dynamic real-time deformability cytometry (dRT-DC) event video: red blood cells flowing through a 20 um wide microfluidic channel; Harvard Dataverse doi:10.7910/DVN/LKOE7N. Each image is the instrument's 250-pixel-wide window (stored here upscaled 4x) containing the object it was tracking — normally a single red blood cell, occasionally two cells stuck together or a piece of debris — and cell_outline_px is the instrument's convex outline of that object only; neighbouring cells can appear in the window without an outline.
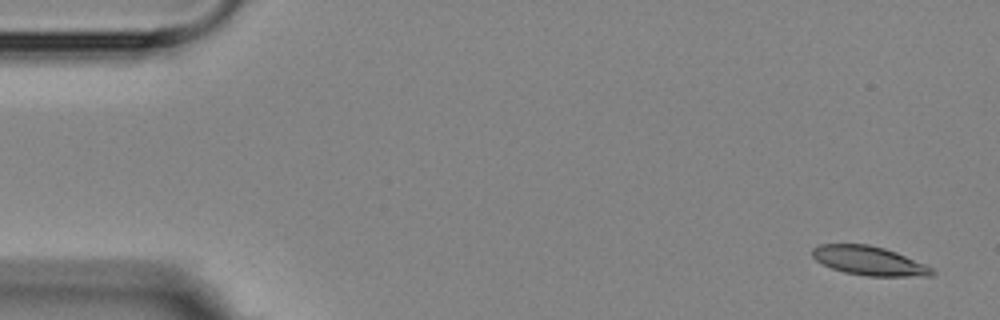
{"species": "Egyptian fruit bat (a non-hibernating species)", "species_latin": "Rousettus aegyptiacus", "temperature_condition": "room temperature", "stored_images_in_passage": 5, "camera_frame_rate_fps": 3000, "um_per_image_px": 0.085, "animal": {"sex": "female"}, "frame": {"image": 1, "passage_image": 1, "time_ms": 0.0, "image_size_px": [1000, 320], "cell_outline_px": [[936, 272], [932, 276], [868, 276], [844, 272], [832, 268], [816, 260], [812, 256], [812, 248], [820, 244], [868, 244], [884, 248], [896, 252], [924, 264], [932, 268]], "centroid_in_image_um": [73.87, 22.16], "position_along_channel_um": 11.1, "area_um2": 20.11}}